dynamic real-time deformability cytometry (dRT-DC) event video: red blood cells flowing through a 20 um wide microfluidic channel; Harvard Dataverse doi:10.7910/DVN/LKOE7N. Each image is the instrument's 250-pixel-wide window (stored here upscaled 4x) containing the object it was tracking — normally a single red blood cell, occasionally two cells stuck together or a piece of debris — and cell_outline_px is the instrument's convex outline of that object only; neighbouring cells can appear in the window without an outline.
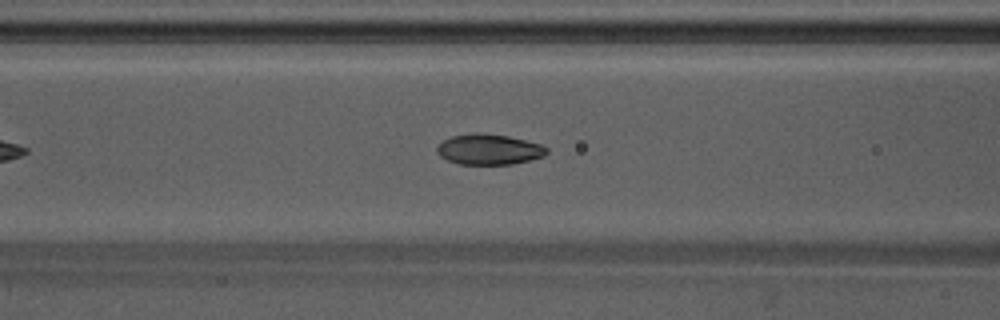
{"species": "Egyptian fruit bat (a non-hibernating species)", "species_latin": "Rousettus aegyptiacus", "temperature_condition": "warm", "stored_images_in_passage": 43, "camera_frame_rate_fps": 3000, "um_per_image_px": 0.085, "animal": {"sex": "male"}, "frame": {"image": 1, "passage_image": 14, "time_ms": 4.333, "image_size_px": [1000, 320], "cell_outline_px": [[548, 152], [544, 156], [512, 164], [460, 164], [448, 160], [440, 156], [436, 152], [436, 148], [444, 140], [452, 136], [472, 132], [480, 132], [508, 136], [540, 144], [548, 148]], "centroid_in_image_um": [41.55, 12.69], "position_along_channel_um": 125.1, "area_um2": 19.48}}
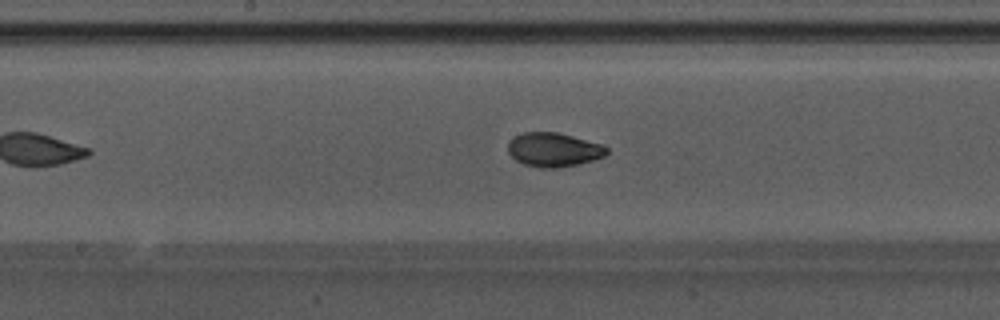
{"frame": {"image": 2, "passage_image": 20, "time_ms": 6.333, "image_size_px": [1000, 320], "cell_outline_px": [[608, 152], [604, 156], [592, 160], [560, 168], [540, 168], [524, 164], [516, 160], [508, 152], [508, 140], [524, 132], [556, 132], [604, 144], [608, 148]], "centroid_in_image_um": [47.06, 12.72], "position_along_channel_um": 201.1, "area_um2": 19.59}}
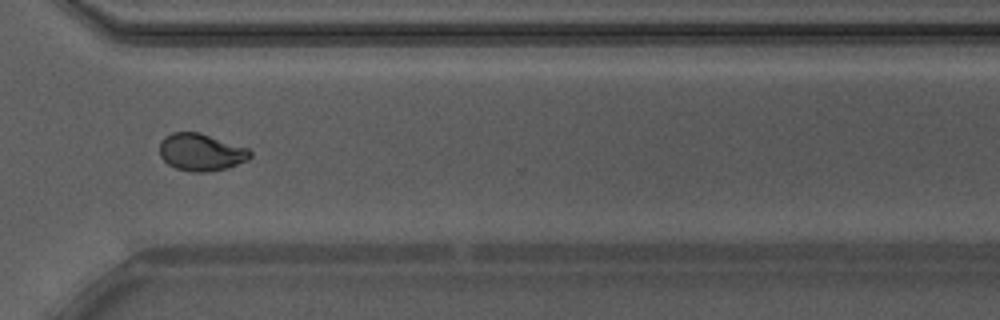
{"frame": {"image": 3, "passage_image": 32, "time_ms": 10.333, "image_size_px": [1000, 320], "cell_outline_px": [[252, 156], [248, 160], [228, 168], [208, 172], [192, 172], [176, 168], [168, 164], [160, 156], [160, 140], [164, 136], [172, 132], [200, 132], [248, 148], [252, 152]], "centroid_in_image_um": [17.1, 12.93], "position_along_channel_um": 353.5, "area_um2": 19.88}}